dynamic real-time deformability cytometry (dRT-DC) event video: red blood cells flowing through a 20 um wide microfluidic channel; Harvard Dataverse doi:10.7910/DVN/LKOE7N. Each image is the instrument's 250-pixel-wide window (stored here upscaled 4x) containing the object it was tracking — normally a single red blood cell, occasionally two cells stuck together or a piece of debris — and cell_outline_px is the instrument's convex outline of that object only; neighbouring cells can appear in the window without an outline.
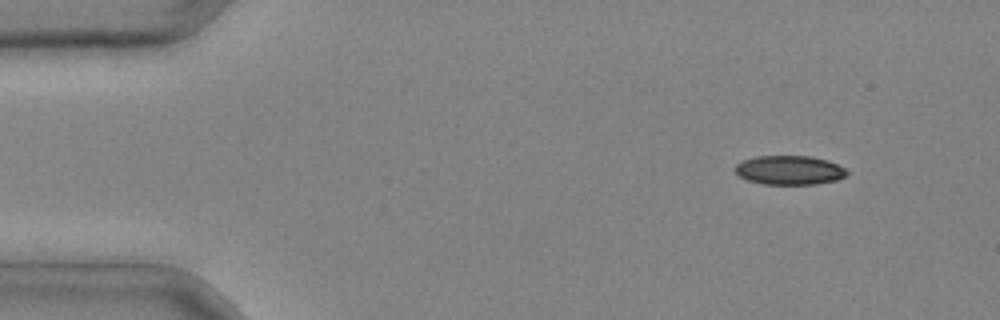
{"species": "common noctule bat (a hibernating species)", "species_latin": "Nyctalus noctula", "temperature_condition": "cold", "stored_images_in_passage": 3, "camera_frame_rate_fps": 3000, "um_per_image_px": 0.085, "animal": {"sex": "male", "body_mass_g": 20.4}, "frame": {"image": 1, "passage_image": 1, "time_ms": 0.0, "image_size_px": [1000, 320], "cell_outline_px": [[848, 172], [844, 176], [836, 180], [816, 184], [764, 184], [748, 180], [740, 176], [736, 172], [736, 164], [744, 160], [756, 156], [812, 156], [828, 160], [844, 168]], "centroid_in_image_um": [67.11, 14.46], "position_along_channel_um": 17.9, "area_um2": 18.79}}